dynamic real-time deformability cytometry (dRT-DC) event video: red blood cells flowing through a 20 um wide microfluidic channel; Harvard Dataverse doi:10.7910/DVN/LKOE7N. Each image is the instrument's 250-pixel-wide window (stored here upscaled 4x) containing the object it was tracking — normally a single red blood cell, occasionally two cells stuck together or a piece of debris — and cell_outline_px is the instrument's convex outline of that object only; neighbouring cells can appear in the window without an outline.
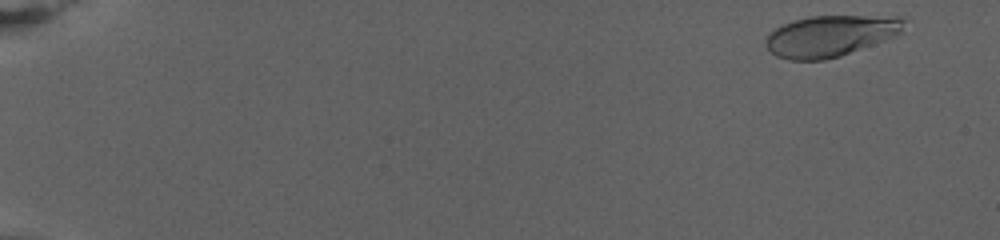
{"species": "human", "species_latin": "Homo sapiens", "temperature_condition": "warm", "stored_images_in_passage": 80, "camera_frame_rate_fps": 3000, "um_per_image_px": 0.085, "donor": {"sex": "female"}, "frame": {"image": 1, "passage_image": 4, "time_ms": 1.0, "image_size_px": [1000, 240], "cell_outline_px": [[904, 20], [900, 32], [896, 36], [840, 56], [824, 60], [788, 60], [776, 56], [764, 44], [764, 40], [776, 28], [784, 24], [796, 20], [812, 16], [900, 16]], "centroid_in_image_um": [70.58, 3.06], "position_along_channel_um": 14.4, "area_um2": 32.89}}
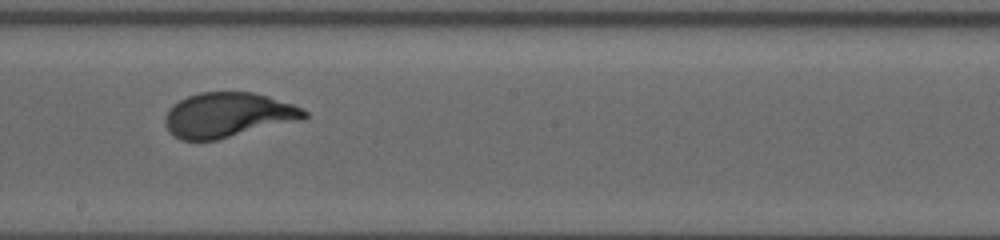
{"frame": {"image": 2, "passage_image": 48, "time_ms": 15.667, "image_size_px": [1000, 240], "cell_outline_px": [[308, 116], [296, 120], [216, 140], [180, 140], [168, 132], [164, 124], [164, 116], [172, 104], [188, 96], [200, 92], [252, 92], [268, 96], [292, 104], [308, 112]], "centroid_in_image_um": [19.28, 9.77], "position_along_channel_um": 228.9, "area_um2": 35.95}}
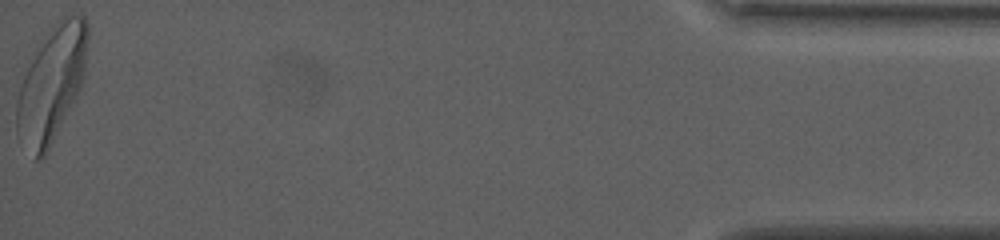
{"frame": {"image": 3, "passage_image": 80, "time_ms": 26.333, "image_size_px": [1000, 240], "cell_outline_px": [[88, 40], [84, 76], [80, 88], [76, 96], [44, 156], [40, 160], [32, 160], [16, 128], [16, 100], [24, 76], [28, 68], [56, 20], [68, 12], [80, 12], [84, 16], [88, 24]], "centroid_in_image_um": [4.42, 7.08], "position_along_channel_um": 430.8, "area_um2": 46.82}, "authors_computed_cell_mechanics": {"area_um2": 35.8649, "velocity_mm_per_s": 2.6594, "shape_relaxation_time_tau1_ms": 4.0741, "shape_relaxation_time_tau2_ms": null, "deformation_change_tau1": 0.1969, "deformation_change_tau2": null}}